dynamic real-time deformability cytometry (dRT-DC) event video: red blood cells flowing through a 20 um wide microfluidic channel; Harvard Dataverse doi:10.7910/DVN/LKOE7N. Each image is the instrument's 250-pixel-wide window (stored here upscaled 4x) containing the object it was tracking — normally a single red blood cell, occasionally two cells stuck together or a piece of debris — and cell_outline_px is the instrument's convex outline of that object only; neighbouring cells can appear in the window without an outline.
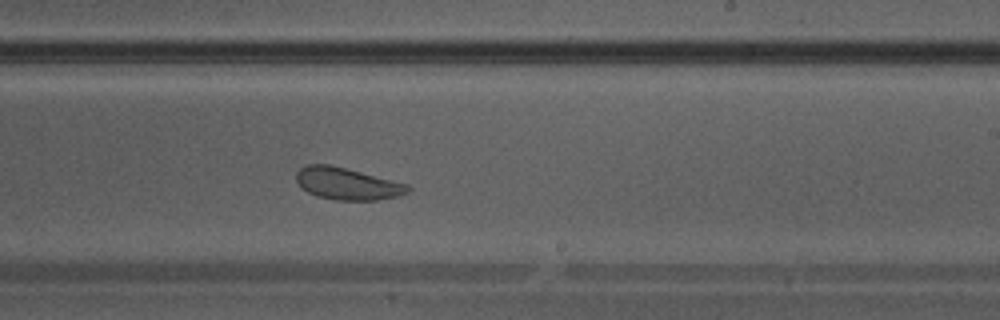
{"species": "Egyptian fruit bat (a non-hibernating species)", "species_latin": "Rousettus aegyptiacus", "temperature_condition": "warm", "stored_images_in_passage": 35, "camera_frame_rate_fps": 3000, "um_per_image_px": 0.085, "animal": {"sex": "male"}, "frame": {"image": 1, "passage_image": 20, "time_ms": 6.333, "image_size_px": [1000, 320], "cell_outline_px": [[412, 188], [408, 192], [400, 196], [376, 200], [336, 200], [320, 196], [308, 192], [296, 180], [296, 172], [300, 168], [308, 164], [328, 164], [408, 184]], "centroid_in_image_um": [29.54, 15.62], "position_along_channel_um": 259.5, "area_um2": 20.52}}